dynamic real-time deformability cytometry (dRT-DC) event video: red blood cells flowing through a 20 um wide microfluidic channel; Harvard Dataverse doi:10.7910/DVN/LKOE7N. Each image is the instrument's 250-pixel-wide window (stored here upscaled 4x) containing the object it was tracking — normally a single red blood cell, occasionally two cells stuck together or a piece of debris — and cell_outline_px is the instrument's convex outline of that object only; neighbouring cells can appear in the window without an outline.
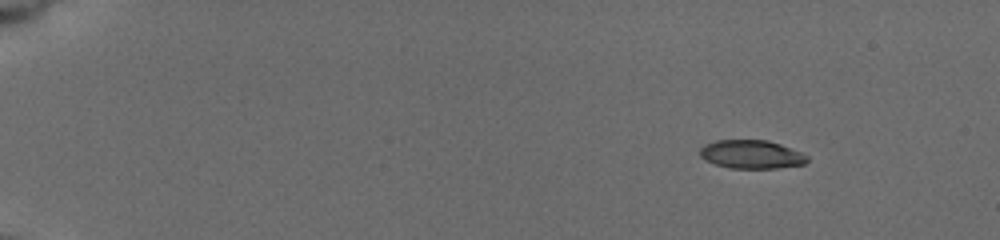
{"species": "common noctule bat (a hibernating species)", "species_latin": "Nyctalus noctula", "temperature_condition": "cold", "stored_images_in_passage": 50, "camera_frame_rate_fps": 3000, "um_per_image_px": 0.085, "animal": {"sex": "female", "body_mass_g": 19.5, "forearm_length_mm": 54.1}, "frame": {"image": 1, "passage_image": 7, "time_ms": 2.0, "image_size_px": [1000, 240], "cell_outline_px": [[808, 160], [804, 164], [776, 168], [728, 168], [704, 160], [700, 156], [700, 148], [704, 144], [716, 140], [768, 140], [780, 144], [800, 152], [808, 156]], "centroid_in_image_um": [63.84, 13.12], "position_along_channel_um": 21.2, "area_um2": 17.8}}
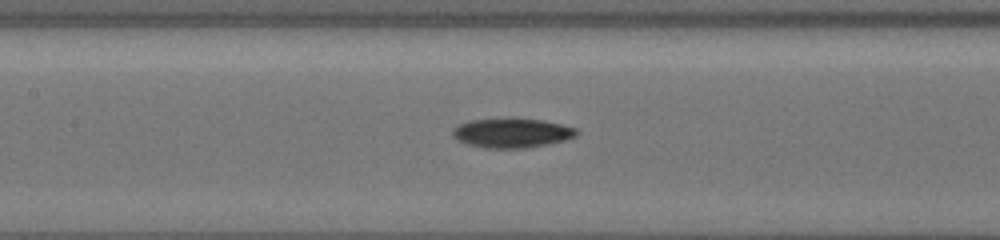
{"frame": {"image": 2, "passage_image": 30, "time_ms": 9.333, "image_size_px": [1000, 240], "cell_outline_px": [[580, 132], [576, 136], [564, 140], [548, 144], [528, 148], [484, 148], [468, 144], [452, 136], [452, 128], [468, 120], [508, 116], [544, 120], [576, 128]], "centroid_in_image_um": [43.5, 11.27], "position_along_channel_um": 163.9, "area_um2": 21.91}}
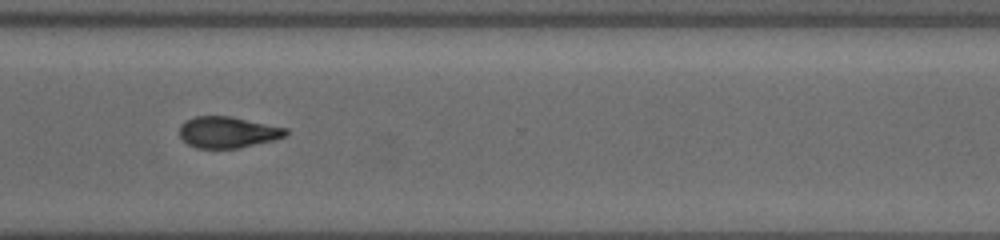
{"frame": {"image": 3, "passage_image": 49, "time_ms": 14.333, "image_size_px": [1000, 240], "cell_outline_px": [[288, 132], [284, 136], [272, 140], [236, 148], [196, 148], [188, 144], [180, 136], [180, 124], [184, 120], [196, 116], [232, 116], [288, 128]], "centroid_in_image_um": [19.33, 11.22], "position_along_channel_um": 351.3, "area_um2": 19.31}}